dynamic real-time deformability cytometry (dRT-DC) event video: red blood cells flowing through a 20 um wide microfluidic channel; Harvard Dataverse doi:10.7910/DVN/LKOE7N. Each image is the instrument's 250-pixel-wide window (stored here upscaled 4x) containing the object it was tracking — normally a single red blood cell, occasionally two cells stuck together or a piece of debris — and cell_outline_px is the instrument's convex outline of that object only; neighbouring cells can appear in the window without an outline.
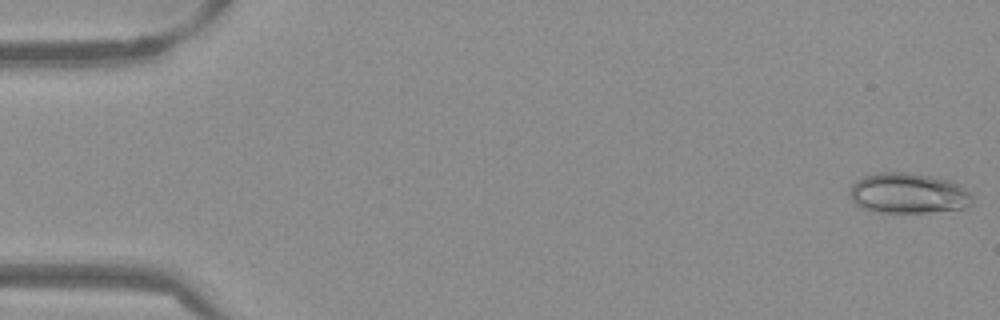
{"species": "Egyptian fruit bat (a non-hibernating species)", "species_latin": "Rousettus aegyptiacus", "temperature_condition": "warm", "stored_images_in_passage": 53, "camera_frame_rate_fps": 3000, "um_per_image_px": 0.085, "frame": {"image": 1, "passage_image": 1, "time_ms": 0.0, "image_size_px": [1000, 320], "cell_outline_px": [[972, 204], [964, 208], [928, 212], [872, 212], [856, 204], [848, 196], [848, 192], [852, 184], [856, 180], [864, 176], [876, 172], [912, 172], [952, 180], [960, 184], [972, 192]], "centroid_in_image_um": [77.21, 16.41], "position_along_channel_um": 7.8, "area_um2": 29.42}}
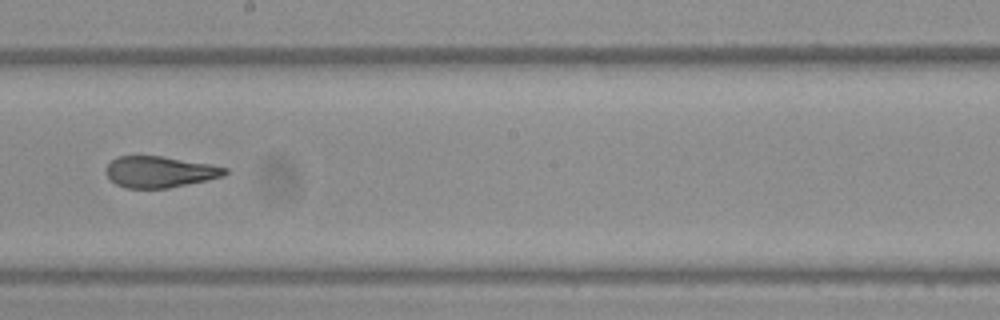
{"frame": {"image": 2, "passage_image": 30, "time_ms": 9.667, "image_size_px": [1000, 320], "cell_outline_px": [[228, 172], [224, 176], [208, 180], [168, 188], [124, 188], [116, 184], [104, 172], [104, 168], [116, 156], [164, 156], [212, 164], [228, 168]], "centroid_in_image_um": [13.59, 14.6], "position_along_channel_um": 234.6, "area_um2": 21.91}}
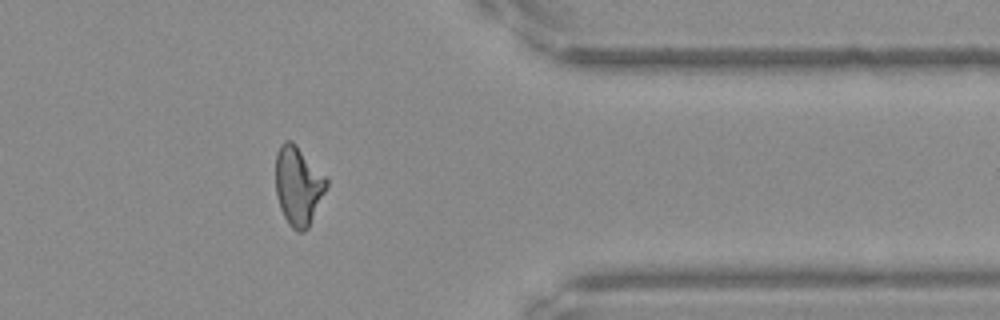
{"frame": {"image": 3, "passage_image": 43, "time_ms": 14.0, "image_size_px": [1000, 320], "cell_outline_px": [[328, 184], [308, 228], [304, 232], [300, 232], [292, 228], [288, 224], [280, 208], [276, 196], [276, 152], [280, 144], [284, 140], [292, 140], [296, 144], [328, 180]], "centroid_in_image_um": [25.32, 15.78], "position_along_channel_um": 386.1, "area_um2": 23.24}, "authors_computed_cell_mechanics": {"area_um2": 23.2356, "velocity_mm_per_s": 3.8534, "shape_relaxation_time_tau1_ms": null, "shape_relaxation_time_tau2_ms": 1.5692, "deformation_change_tau1": null, "deformation_change_tau2": 0.0903}}